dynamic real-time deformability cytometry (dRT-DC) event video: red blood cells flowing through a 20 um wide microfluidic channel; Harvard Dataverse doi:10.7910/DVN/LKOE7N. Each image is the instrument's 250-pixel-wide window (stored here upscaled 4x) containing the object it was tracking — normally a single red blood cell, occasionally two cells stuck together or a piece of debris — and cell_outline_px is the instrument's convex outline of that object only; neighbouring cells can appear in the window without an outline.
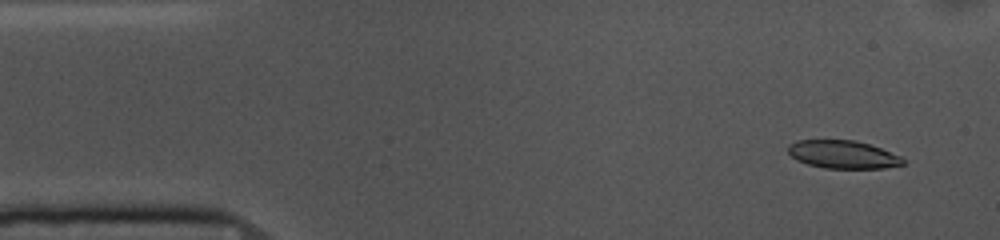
{"species": "common noctule bat (a hibernating species)", "species_latin": "Nyctalus noctula", "temperature_condition": "cold", "stored_images_in_passage": 53, "camera_frame_rate_fps": 3000, "um_per_image_px": 0.085, "animal": {"sex": "female", "body_mass_g": 10.0, "forearm_length_mm": 53.1}, "frame": {"image": 1, "passage_image": 3, "time_ms": 0.667, "image_size_px": [1000, 240], "cell_outline_px": [[904, 164], [884, 168], [824, 168], [808, 164], [796, 160], [788, 152], [788, 144], [796, 140], [856, 140], [880, 148], [900, 156], [904, 160]], "centroid_in_image_um": [71.61, 13.13], "position_along_channel_um": 13.4, "area_um2": 18.67}}
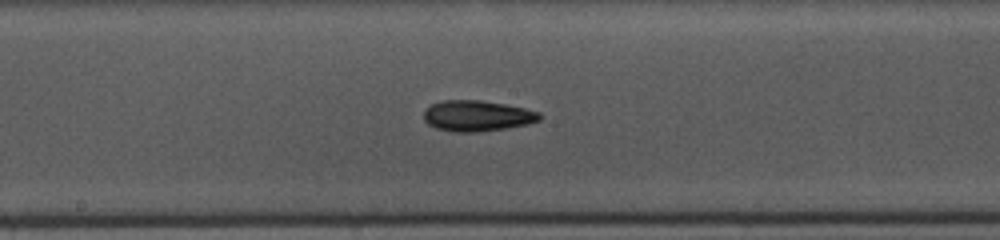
{"frame": {"image": 2, "passage_image": 26, "time_ms": 8.333, "image_size_px": [1000, 240], "cell_outline_px": [[544, 116], [540, 120], [528, 124], [504, 128], [476, 132], [456, 132], [436, 128], [428, 124], [424, 120], [424, 108], [432, 104], [444, 100], [480, 100], [504, 104], [524, 108], [540, 112]], "centroid_in_image_um": [40.56, 9.84], "position_along_channel_um": 207.6, "area_um2": 20.81}}
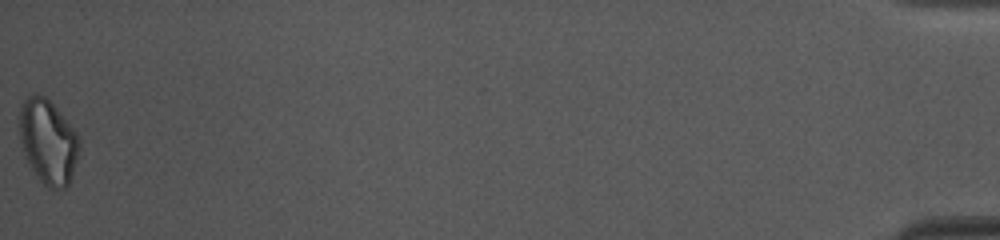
{"frame": {"image": 3, "passage_image": 53, "time_ms": 17.333, "image_size_px": [1000, 240], "cell_outline_px": [[80, 148], [72, 176], [68, 184], [64, 188], [48, 188], [40, 180], [32, 168], [24, 152], [20, 140], [20, 104], [28, 96], [36, 92], [44, 96], [56, 108], [76, 132], [80, 140]], "centroid_in_image_um": [4.09, 12.02], "position_along_channel_um": 431.1, "area_um2": 29.07}, "authors_computed_cell_mechanics": {"area_um2": 20.4034, "velocity_mm_per_s": 3.6602, "shape_relaxation_time_tau1_ms": 7.9566, "shape_relaxation_time_tau2_ms": 8.9782, "deformation_change_tau1": 0.14, "deformation_change_tau2": 0.1617}}